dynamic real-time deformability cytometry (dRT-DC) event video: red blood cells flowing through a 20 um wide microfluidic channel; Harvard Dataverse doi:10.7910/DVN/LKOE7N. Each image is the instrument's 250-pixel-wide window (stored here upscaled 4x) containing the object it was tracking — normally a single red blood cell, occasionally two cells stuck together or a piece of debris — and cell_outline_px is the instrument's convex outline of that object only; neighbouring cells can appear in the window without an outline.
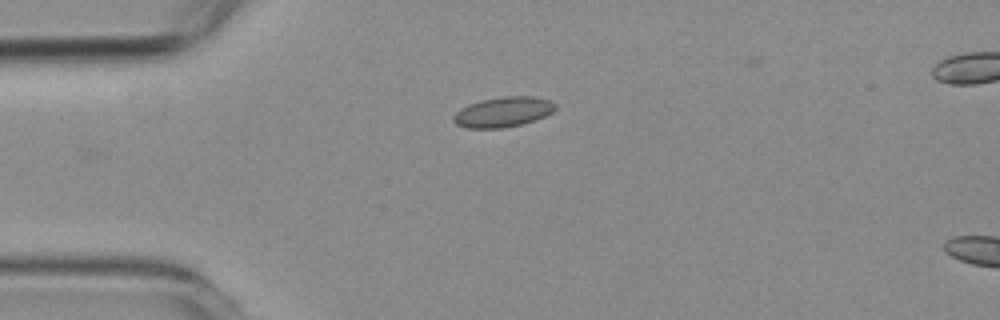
{"species": "common noctule bat (a hibernating species)", "species_latin": "Nyctalus noctula", "temperature_condition": "room temperature", "stored_images_in_passage": 43, "segment_of_instrument_passage": [1, 2], "camera_frame_rate_fps": 3000, "um_per_image_px": 0.085, "animal": {"sex": "female", "body_mass_g": 19.3, "forearm_length_mm": 54.1}, "frame": {"image": 1, "passage_image": 1, "time_ms": 0.0, "image_size_px": [1000, 320], "cell_outline_px": [[556, 108], [552, 112], [536, 120], [520, 124], [500, 128], [468, 128], [456, 124], [452, 120], [452, 116], [460, 108], [480, 100], [504, 96], [536, 96], [552, 100], [556, 104]], "centroid_in_image_um": [42.78, 9.5], "position_along_channel_um": 42.2, "area_um2": 17.98}}
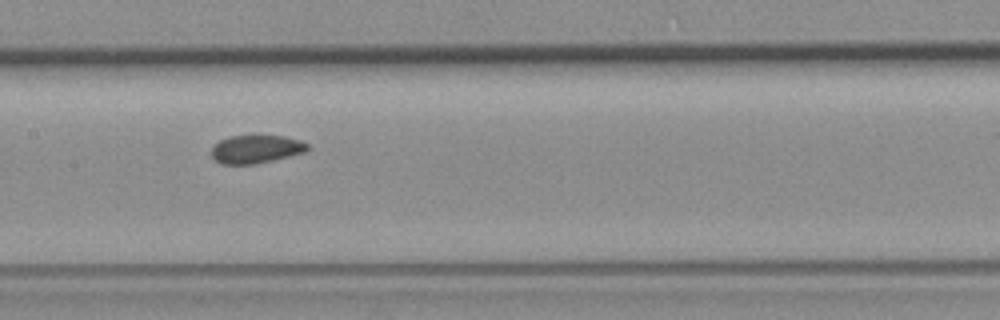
{"frame": {"image": 2, "passage_image": 14, "time_ms": 4.333, "image_size_px": [1000, 320], "cell_outline_px": [[308, 148], [304, 152], [256, 164], [220, 164], [212, 156], [212, 148], [220, 140], [228, 136], [252, 132], [284, 136], [300, 140], [308, 144]], "centroid_in_image_um": [21.74, 12.61], "position_along_channel_um": 185.7, "area_um2": 16.36}}
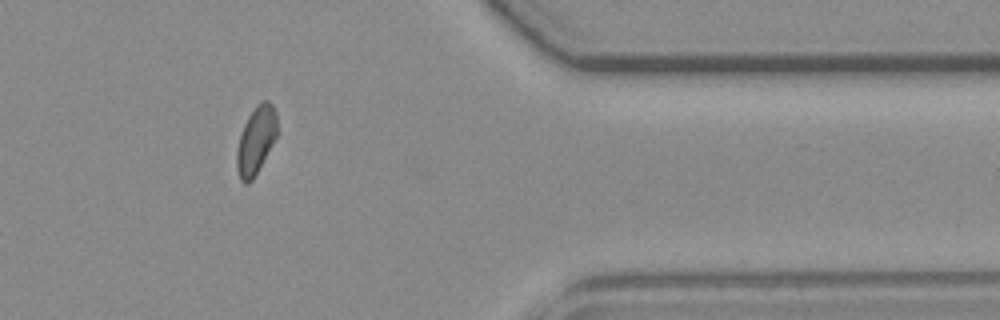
{"frame": {"image": 3, "passage_image": 32, "time_ms": 10.333, "image_size_px": [1000, 320], "cell_outline_px": [[276, 136], [252, 180], [248, 184], [244, 184], [240, 180], [236, 168], [236, 152], [240, 136], [244, 124], [248, 116], [264, 100], [268, 100], [272, 104], [276, 112]], "centroid_in_image_um": [21.73, 11.96], "position_along_channel_um": 389.7, "area_um2": 15.43}}